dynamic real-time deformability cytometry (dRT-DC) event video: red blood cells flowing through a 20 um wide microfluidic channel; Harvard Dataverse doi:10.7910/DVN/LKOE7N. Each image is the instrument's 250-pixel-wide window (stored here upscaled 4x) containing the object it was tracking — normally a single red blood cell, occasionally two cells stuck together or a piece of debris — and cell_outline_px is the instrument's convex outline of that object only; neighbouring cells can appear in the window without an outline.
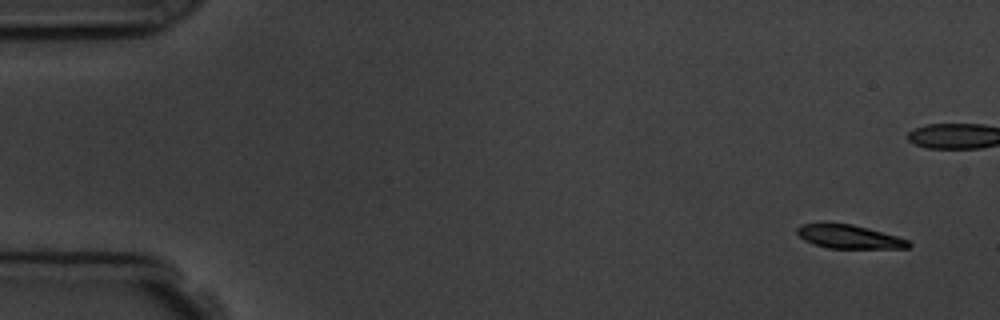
{"species": "common noctule bat (a hibernating species)", "species_latin": "Nyctalus noctula", "temperature_condition": "room temperature", "stored_images_in_passage": 5, "camera_frame_rate_fps": 3000, "um_per_image_px": 0.085, "animal": {"sex": "male", "body_mass_g": 19.5, "forearm_length_mm": 54.6}, "frame": {"image": 1, "passage_image": 1, "time_ms": 0.0, "image_size_px": [1000, 320], "cell_outline_px": [[912, 244], [908, 248], [828, 248], [812, 244], [804, 240], [796, 232], [796, 228], [800, 224], [824, 220], [852, 224], [868, 228], [896, 236], [908, 240]], "centroid_in_image_um": [72.07, 20.08], "position_along_channel_um": 12.9, "area_um2": 15.9}}
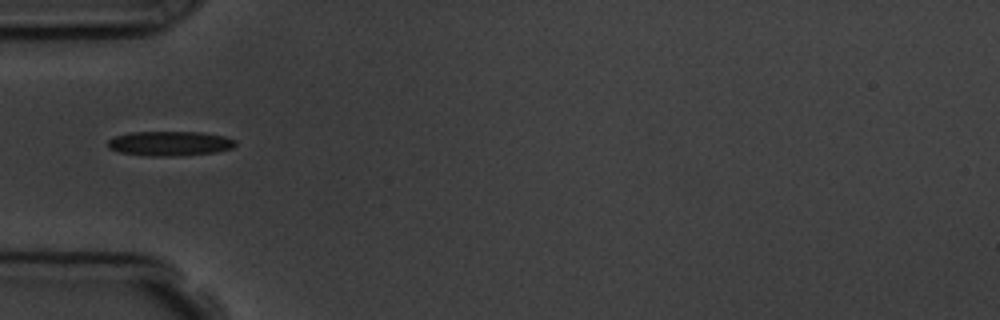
{"frame": {"image": 2, "passage_image": 5, "time_ms": 6.333, "image_size_px": [1000, 320], "cell_outline_px": [[236, 144], [232, 148], [216, 152], [176, 156], [148, 156], [120, 152], [108, 148], [108, 140], [116, 136], [132, 132], [200, 132], [224, 136], [236, 140]], "centroid_in_image_um": [14.44, 12.2], "position_along_channel_um": 70.6, "area_um2": 18.26}}